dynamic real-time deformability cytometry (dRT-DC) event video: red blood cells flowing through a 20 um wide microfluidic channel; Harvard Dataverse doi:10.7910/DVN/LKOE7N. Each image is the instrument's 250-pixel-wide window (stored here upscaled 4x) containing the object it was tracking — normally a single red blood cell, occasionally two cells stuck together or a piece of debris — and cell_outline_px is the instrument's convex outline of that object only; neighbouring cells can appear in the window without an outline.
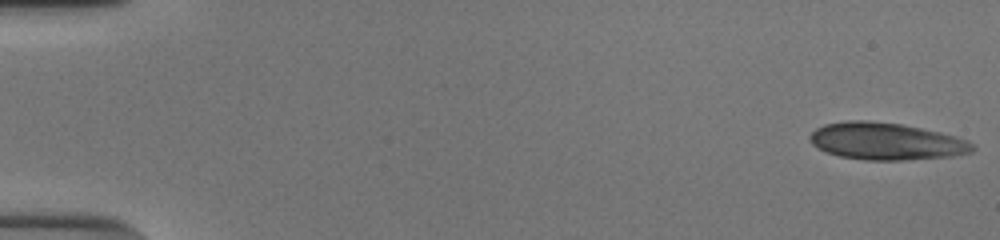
{"species": "human", "species_latin": "Homo sapiens", "temperature_condition": "cold", "stored_images_in_passage": 52, "camera_frame_rate_fps": 3000, "um_per_image_px": 0.085, "donor": {"sex": "male"}, "frame": {"image": 1, "passage_image": 1, "time_ms": 0.0, "image_size_px": [1000, 240], "cell_outline_px": [[976, 148], [972, 152], [952, 156], [900, 160], [864, 160], [840, 156], [828, 152], [812, 144], [808, 136], [816, 128], [824, 124], [844, 120], [868, 120], [904, 124], [940, 132], [968, 140], [976, 144]], "centroid_in_image_um": [75.34, 12.0], "position_along_channel_um": 9.7, "area_um2": 35.37}}
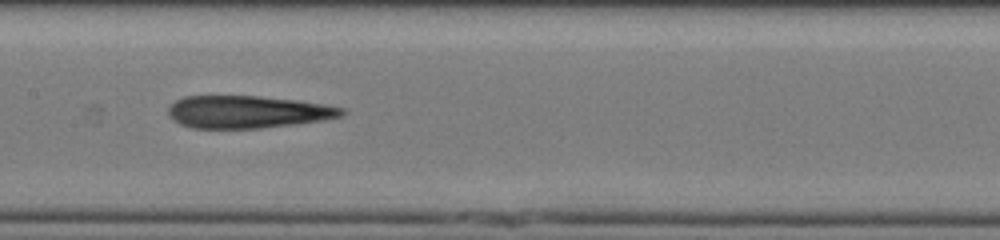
{"frame": {"image": 2, "passage_image": 27, "time_ms": 8.667, "image_size_px": [1000, 240], "cell_outline_px": [[348, 112], [344, 116], [320, 120], [292, 124], [260, 128], [192, 128], [180, 124], [172, 120], [168, 112], [168, 108], [176, 100], [184, 96], [260, 96], [296, 100], [324, 104], [344, 108]], "centroid_in_image_um": [21.05, 9.51], "position_along_channel_um": 186.4, "area_um2": 32.77}}
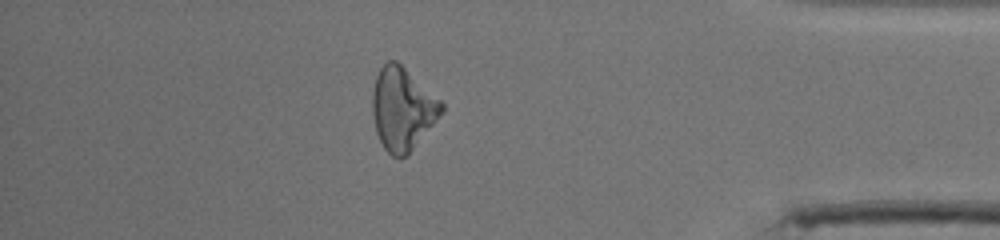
{"frame": {"image": 3, "passage_image": 46, "time_ms": 15.0, "image_size_px": [1000, 240], "cell_outline_px": [[444, 112], [408, 156], [400, 160], [392, 156], [384, 148], [376, 132], [372, 116], [372, 92], [376, 76], [380, 68], [388, 60], [396, 60], [440, 100], [444, 104]], "centroid_in_image_um": [34.2, 9.3], "position_along_channel_um": 401.0, "area_um2": 33.52}, "authors_computed_cell_mechanics": {"area_um2": 33.7552, "velocity_mm_per_s": 3.8877, "shape_relaxation_time_tau1_ms": 5.9333, "shape_relaxation_time_tau2_ms": 3.6352, "deformation_change_tau1": 0.2019, "deformation_change_tau2": 0.1751}}